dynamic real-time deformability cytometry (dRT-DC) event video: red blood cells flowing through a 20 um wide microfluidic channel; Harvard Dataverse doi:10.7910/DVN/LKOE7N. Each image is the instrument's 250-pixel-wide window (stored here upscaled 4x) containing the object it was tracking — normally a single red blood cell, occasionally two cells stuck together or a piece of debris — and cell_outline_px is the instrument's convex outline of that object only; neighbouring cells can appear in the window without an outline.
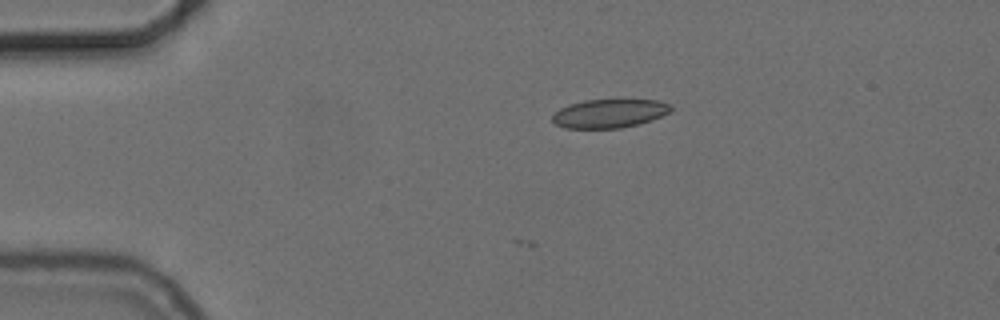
{"species": "common noctule bat (a hibernating species)", "species_latin": "Nyctalus noctula", "temperature_condition": "cold", "stored_images_in_passage": 4, "camera_frame_rate_fps": 3000, "um_per_image_px": 0.085, "animal": {"sex": "female", "body_mass_g": 24.6, "forearm_length_mm": 56.2}, "frame": {"image": 1, "passage_image": 4, "time_ms": 1.0, "image_size_px": [1000, 320], "cell_outline_px": [[672, 108], [668, 112], [652, 120], [620, 128], [564, 128], [556, 124], [552, 120], [552, 116], [560, 108], [568, 104], [584, 100], [656, 100], [672, 104]], "centroid_in_image_um": [51.78, 9.64], "position_along_channel_um": 33.2, "area_um2": 19.65}}